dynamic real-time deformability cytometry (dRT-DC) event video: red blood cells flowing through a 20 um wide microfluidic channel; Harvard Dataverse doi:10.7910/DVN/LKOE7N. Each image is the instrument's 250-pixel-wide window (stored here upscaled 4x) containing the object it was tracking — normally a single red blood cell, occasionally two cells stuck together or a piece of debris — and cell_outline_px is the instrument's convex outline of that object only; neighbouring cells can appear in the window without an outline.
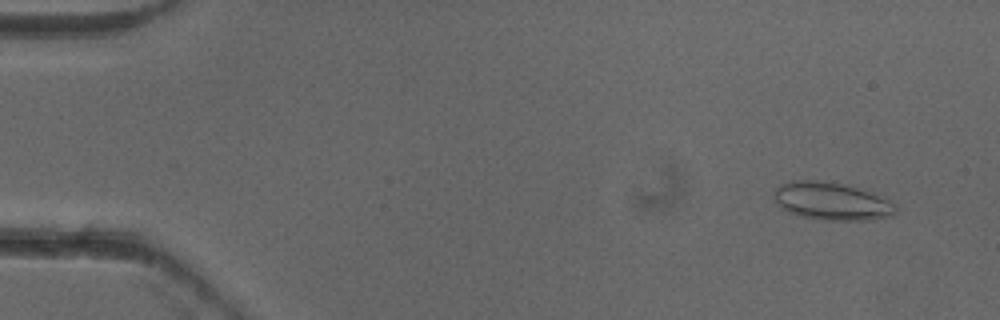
{"species": "common noctule bat (a hibernating species)", "species_latin": "Nyctalus noctula", "temperature_condition": "cold", "stored_images_in_passage": 5, "camera_frame_rate_fps": 3000, "um_per_image_px": 0.085, "animal": {"sex": "female"}, "frame": {"image": 1, "passage_image": 2, "time_ms": 0.333, "image_size_px": [1000, 320], "cell_outline_px": [[896, 212], [892, 216], [868, 220], [820, 220], [788, 212], [780, 208], [776, 204], [772, 196], [776, 188], [780, 184], [792, 180], [816, 180], [840, 184], [856, 188], [868, 192], [888, 200], [896, 204]], "centroid_in_image_um": [70.63, 17.11], "position_along_channel_um": 14.4, "area_um2": 26.65}}